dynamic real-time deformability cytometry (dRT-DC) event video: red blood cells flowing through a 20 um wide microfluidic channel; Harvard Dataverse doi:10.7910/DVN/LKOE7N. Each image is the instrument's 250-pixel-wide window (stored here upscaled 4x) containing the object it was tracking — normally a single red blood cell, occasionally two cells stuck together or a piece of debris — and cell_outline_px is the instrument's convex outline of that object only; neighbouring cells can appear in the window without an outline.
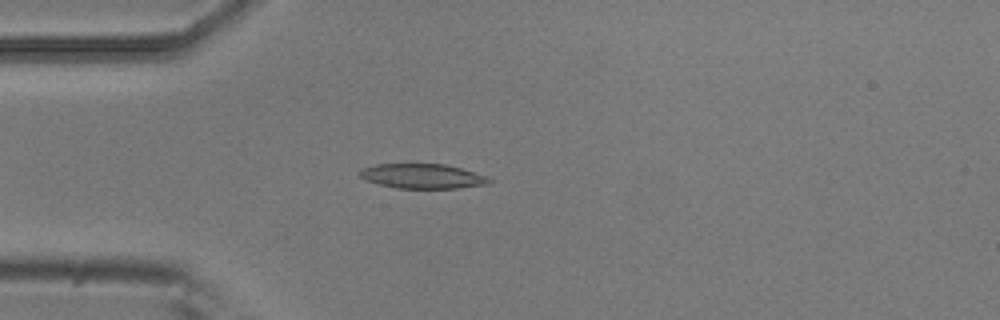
{"species": "common noctule bat (a hibernating species)", "species_latin": "Nyctalus noctula", "temperature_condition": "room temperature", "stored_images_in_passage": 1, "camera_frame_rate_fps": 3000, "um_per_image_px": 0.085, "animal": {"sex": "male", "body_mass_g": 20.5, "forearm_length_mm": 52.5}, "frame": {"image": 1, "passage_image": 1, "time_ms": 0.0, "image_size_px": [1000, 320], "cell_outline_px": [[492, 180], [488, 184], [456, 188], [396, 188], [380, 184], [368, 180], [360, 176], [360, 172], [364, 168], [376, 164], [444, 164], [460, 168], [488, 176]], "centroid_in_image_um": [35.96, 14.97], "position_along_channel_um": 49.0, "area_um2": 18.32}}